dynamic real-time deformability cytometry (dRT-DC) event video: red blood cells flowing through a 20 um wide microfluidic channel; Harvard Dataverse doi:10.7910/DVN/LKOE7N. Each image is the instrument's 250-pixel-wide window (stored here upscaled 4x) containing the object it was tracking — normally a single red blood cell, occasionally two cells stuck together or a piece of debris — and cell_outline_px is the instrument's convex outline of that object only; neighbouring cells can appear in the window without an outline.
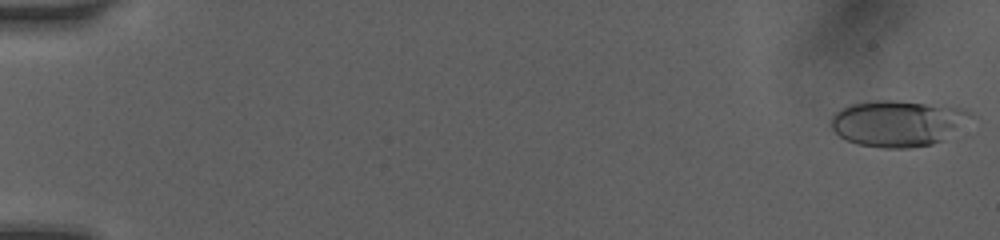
{"species": "human", "species_latin": "Homo sapiens", "temperature_condition": "room temperature", "stored_images_in_passage": 8, "camera_frame_rate_fps": 3000, "um_per_image_px": 0.085, "donor": {"sex": "female"}, "frame": {"image": 1, "passage_image": 1, "time_ms": 0.0, "image_size_px": [1000, 240], "cell_outline_px": [[976, 116], [940, 140], [932, 144], [908, 148], [884, 148], [856, 144], [844, 140], [832, 128], [832, 116], [840, 108], [848, 104], [876, 100], [892, 100], [964, 108]], "centroid_in_image_um": [76.27, 10.47], "position_along_channel_um": 8.7, "area_um2": 37.34}}
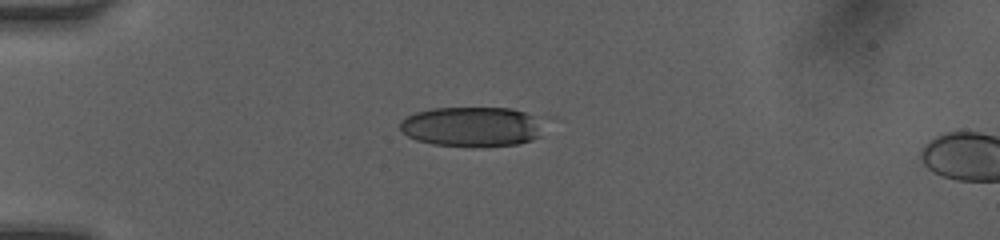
{"frame": {"image": 2, "passage_image": 6, "time_ms": 4.333, "image_size_px": [1000, 240], "cell_outline_px": [[548, 116], [540, 136], [532, 140], [520, 144], [432, 144], [416, 140], [408, 136], [400, 128], [400, 120], [416, 112], [432, 108], [512, 108]], "centroid_in_image_um": [40.26, 10.71], "position_along_channel_um": 44.7, "area_um2": 33.47}}
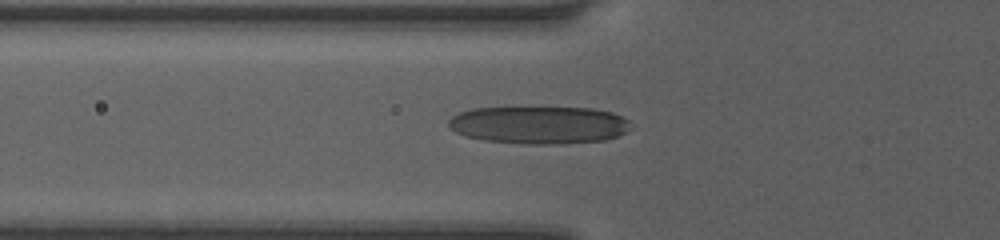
{"frame": {"image": 3, "passage_image": 8, "time_ms": 6.0, "image_size_px": [1000, 240], "cell_outline_px": [[632, 128], [616, 136], [604, 140], [560, 144], [528, 144], [484, 140], [464, 136], [456, 132], [448, 124], [448, 120], [452, 116], [460, 112], [472, 108], [592, 108], [612, 112], [628, 120]], "centroid_in_image_um": [45.81, 10.62], "position_along_channel_um": 80.0, "area_um2": 39.82}}